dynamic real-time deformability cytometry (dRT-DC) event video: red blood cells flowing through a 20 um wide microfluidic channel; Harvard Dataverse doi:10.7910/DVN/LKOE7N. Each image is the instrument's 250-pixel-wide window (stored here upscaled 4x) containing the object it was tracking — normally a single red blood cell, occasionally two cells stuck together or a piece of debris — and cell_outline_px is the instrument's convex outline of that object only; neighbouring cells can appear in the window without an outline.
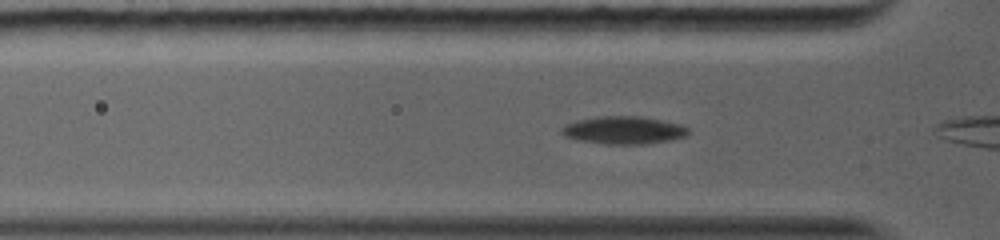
{"species": "common noctule bat (a hibernating species)", "species_latin": "Nyctalus noctula", "temperature_condition": "warm", "stored_images_in_passage": 13, "camera_frame_rate_fps": 5000, "um_per_image_px": 0.085, "animal": {"sex": "female", "body_mass_g": 19.0, "forearm_length_mm": 56.7}, "frame": {"image": 1, "passage_image": 6, "time_ms": 1.2, "image_size_px": [1000, 240], "cell_outline_px": [[688, 136], [672, 140], [648, 144], [608, 144], [576, 140], [564, 136], [560, 132], [560, 128], [564, 124], [576, 120], [596, 116], [640, 116], [680, 124], [688, 128]], "centroid_in_image_um": [52.98, 11.07], "position_along_channel_um": 72.8, "area_um2": 20.75}}
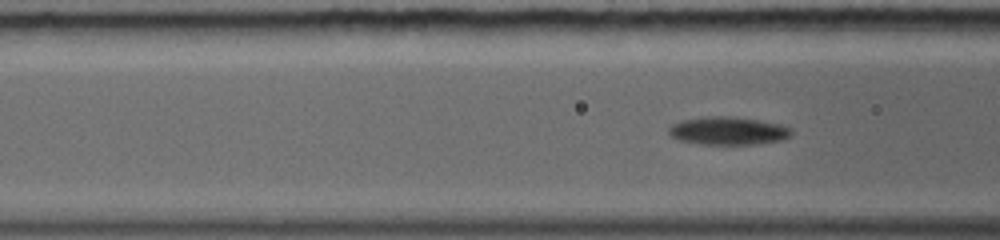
{"frame": {"image": 2, "passage_image": 10, "time_ms": 2.0, "image_size_px": [1000, 240], "cell_outline_px": [[792, 136], [780, 140], [760, 144], [700, 144], [680, 140], [672, 136], [668, 132], [668, 128], [672, 124], [684, 120], [704, 116], [732, 116], [760, 120], [780, 124], [792, 128]], "centroid_in_image_um": [61.92, 11.11], "position_along_channel_um": 104.7, "area_um2": 20.11}}